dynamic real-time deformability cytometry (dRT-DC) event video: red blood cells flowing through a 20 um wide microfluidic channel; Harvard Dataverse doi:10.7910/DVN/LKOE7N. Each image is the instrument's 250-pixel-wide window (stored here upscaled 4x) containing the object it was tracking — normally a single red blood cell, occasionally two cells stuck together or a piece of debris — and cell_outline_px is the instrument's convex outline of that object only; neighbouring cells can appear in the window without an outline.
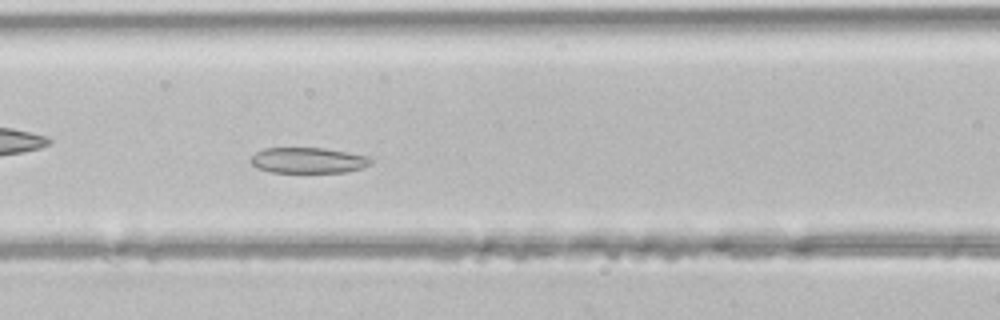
{"species": "common noctule bat (a hibernating species)", "species_latin": "Nyctalus noctula", "temperature_condition": "room temperature", "stored_images_in_passage": 43, "segment_of_instrument_passage": [1, 2], "camera_frame_rate_fps": 3000, "um_per_image_px": 0.085, "animal": {"sex": "male", "body_mass_g": 21.5, "forearm_length_mm": 52.0}, "frame": {"image": 1, "passage_image": 17, "time_ms": 5.333, "image_size_px": [1000, 320], "cell_outline_px": [[372, 164], [364, 168], [348, 172], [272, 172], [256, 168], [248, 160], [256, 152], [264, 148], [324, 148], [368, 156], [372, 160]], "centroid_in_image_um": [26.2, 13.63], "position_along_channel_um": 140.4, "area_um2": 18.09}}
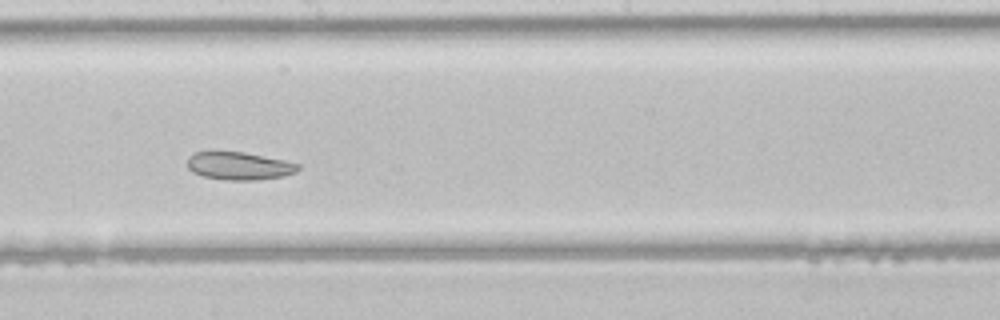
{"frame": {"image": 2, "passage_image": 23, "time_ms": 7.333, "image_size_px": [1000, 320], "cell_outline_px": [[300, 168], [296, 172], [284, 176], [260, 180], [224, 180], [204, 176], [192, 172], [188, 168], [188, 156], [196, 152], [244, 152], [284, 160], [300, 164]], "centroid_in_image_um": [20.35, 14.11], "position_along_channel_um": 227.8, "area_um2": 17.98}}
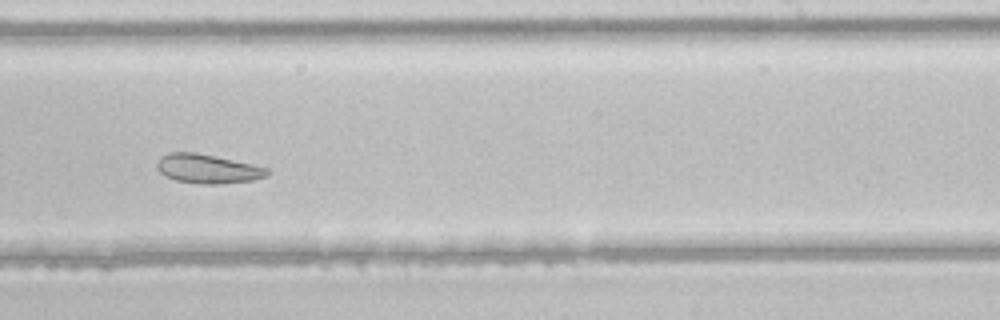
{"frame": {"image": 3, "passage_image": 26, "time_ms": 8.333, "image_size_px": [1000, 320], "cell_outline_px": [[268, 176], [252, 180], [220, 184], [200, 184], [176, 180], [160, 172], [156, 168], [156, 164], [160, 156], [168, 152], [196, 152], [216, 156], [252, 164], [268, 168]], "centroid_in_image_um": [17.63, 14.34], "position_along_channel_um": 271.4, "area_um2": 18.73}}